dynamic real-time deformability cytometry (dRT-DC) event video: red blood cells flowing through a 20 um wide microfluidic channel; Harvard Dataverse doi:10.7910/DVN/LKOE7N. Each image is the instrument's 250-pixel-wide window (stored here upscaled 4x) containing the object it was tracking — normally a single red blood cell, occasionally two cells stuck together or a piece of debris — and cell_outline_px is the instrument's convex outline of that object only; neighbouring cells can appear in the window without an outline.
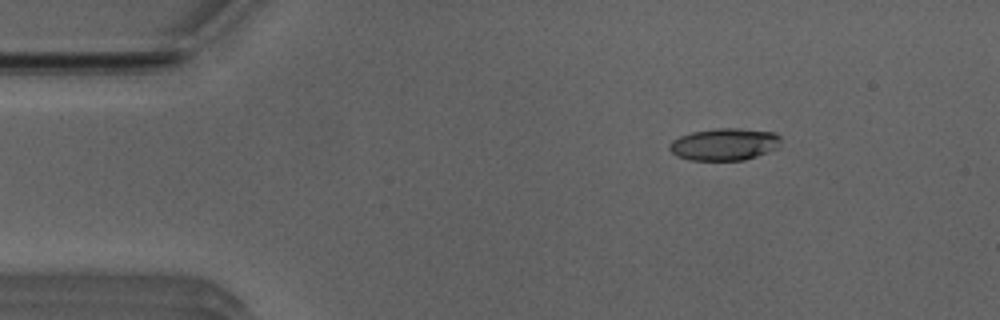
{"species": "Egyptian fruit bat (a non-hibernating species)", "species_latin": "Rousettus aegyptiacus", "temperature_condition": "room temperature", "stored_images_in_passage": 46, "segment_of_instrument_passage": [1, 2], "camera_frame_rate_fps": 3000, "um_per_image_px": 0.085, "animal": {"sex": "male"}, "frame": {"image": 1, "passage_image": 1, "time_ms": 0.0, "image_size_px": [1000, 320], "cell_outline_px": [[780, 140], [776, 148], [768, 152], [744, 160], [688, 160], [676, 156], [668, 148], [668, 144], [672, 140], [680, 136], [692, 132], [716, 128], [740, 128], [776, 132], [780, 136]], "centroid_in_image_um": [61.55, 12.26], "position_along_channel_um": 23.5, "area_um2": 20.98}}
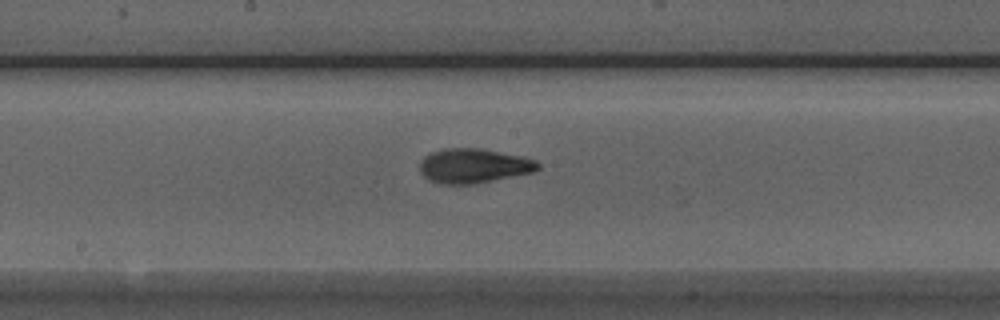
{"frame": {"image": 2, "passage_image": 20, "time_ms": 6.333, "image_size_px": [1000, 320], "cell_outline_px": [[540, 168], [532, 172], [472, 184], [444, 184], [428, 180], [420, 172], [420, 160], [424, 156], [432, 152], [444, 148], [480, 148], [524, 156], [536, 160], [540, 164]], "centroid_in_image_um": [40.25, 14.08], "position_along_channel_um": 207.9, "area_um2": 23.76}}
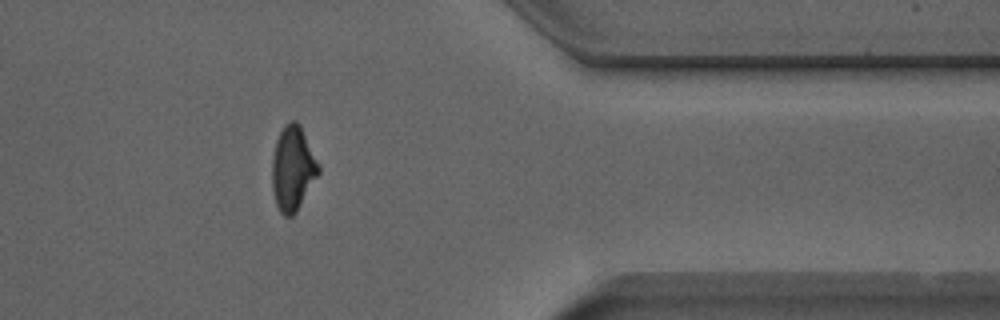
{"frame": {"image": 3, "passage_image": 35, "time_ms": 11.333, "image_size_px": [1000, 320], "cell_outline_px": [[320, 172], [296, 212], [292, 216], [284, 216], [280, 212], [276, 204], [272, 188], [272, 160], [276, 140], [284, 124], [292, 120], [296, 120], [300, 124], [320, 164]], "centroid_in_image_um": [24.89, 14.3], "position_along_channel_um": 386.5, "area_um2": 23.0}}